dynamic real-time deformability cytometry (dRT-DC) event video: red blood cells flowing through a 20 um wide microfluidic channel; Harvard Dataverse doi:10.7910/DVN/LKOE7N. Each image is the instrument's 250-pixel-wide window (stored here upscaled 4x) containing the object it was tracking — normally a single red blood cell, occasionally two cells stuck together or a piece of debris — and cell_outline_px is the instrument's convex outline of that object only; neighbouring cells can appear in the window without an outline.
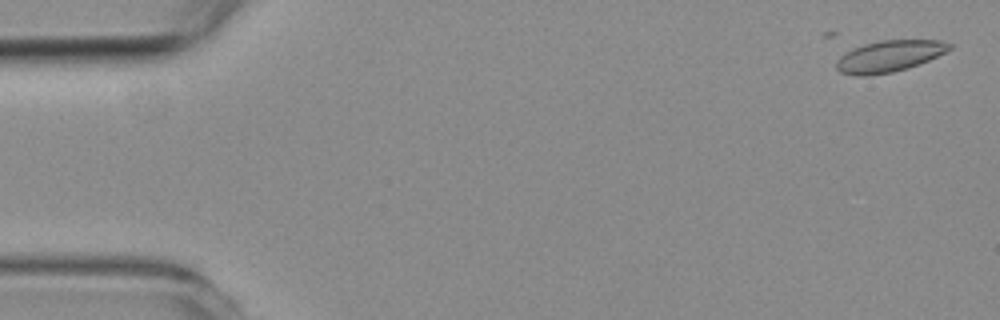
{"species": "common noctule bat (a hibernating species)", "species_latin": "Nyctalus noctula", "temperature_condition": "room temperature", "stored_images_in_passage": 8, "camera_frame_rate_fps": 3000, "um_per_image_px": 0.085, "animal": {"sex": "female", "body_mass_g": 19.3, "forearm_length_mm": 54.1}, "frame": {"image": 1, "passage_image": 1, "time_ms": 0.0, "image_size_px": [1000, 320], "cell_outline_px": [[952, 48], [928, 60], [908, 68], [892, 72], [864, 76], [856, 76], [840, 72], [836, 68], [836, 60], [840, 56], [852, 48], [864, 44], [880, 40], [940, 40], [952, 44]], "centroid_in_image_um": [75.55, 4.77], "position_along_channel_um": 9.5, "area_um2": 20.63}}